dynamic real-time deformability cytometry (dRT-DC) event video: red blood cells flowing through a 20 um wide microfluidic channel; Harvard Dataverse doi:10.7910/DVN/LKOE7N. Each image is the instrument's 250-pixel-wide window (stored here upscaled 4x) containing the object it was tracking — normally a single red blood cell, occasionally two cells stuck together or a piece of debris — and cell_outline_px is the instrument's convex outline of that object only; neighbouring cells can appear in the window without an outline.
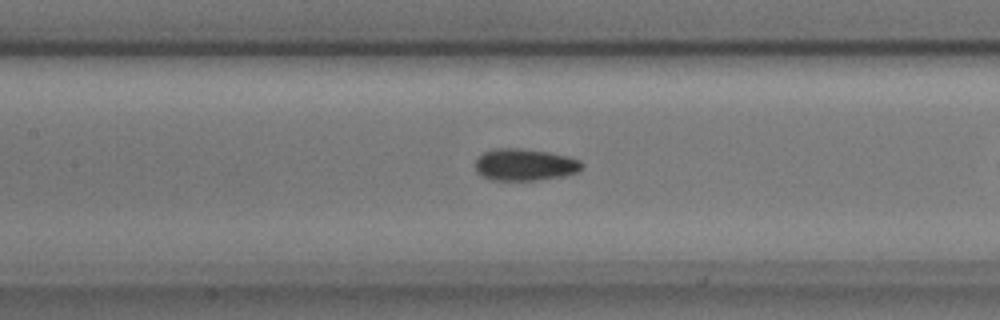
{"species": "common noctule bat (a hibernating species)", "species_latin": "Nyctalus noctula", "temperature_condition": "cold", "stored_images_in_passage": 6, "camera_frame_rate_fps": 3000, "um_per_image_px": 0.085, "animal": {"sex": "male", "body_mass_g": 17.9, "forearm_length_mm": 54.2}, "frame": {"image": 1, "passage_image": 5, "time_ms": 1.333, "image_size_px": [1000, 320], "cell_outline_px": [[584, 164], [576, 172], [564, 176], [536, 180], [492, 180], [480, 176], [476, 172], [476, 156], [492, 148], [520, 148], [548, 152], [568, 156], [580, 160]], "centroid_in_image_um": [44.56, 13.99], "position_along_channel_um": 162.8, "area_um2": 20.0}}